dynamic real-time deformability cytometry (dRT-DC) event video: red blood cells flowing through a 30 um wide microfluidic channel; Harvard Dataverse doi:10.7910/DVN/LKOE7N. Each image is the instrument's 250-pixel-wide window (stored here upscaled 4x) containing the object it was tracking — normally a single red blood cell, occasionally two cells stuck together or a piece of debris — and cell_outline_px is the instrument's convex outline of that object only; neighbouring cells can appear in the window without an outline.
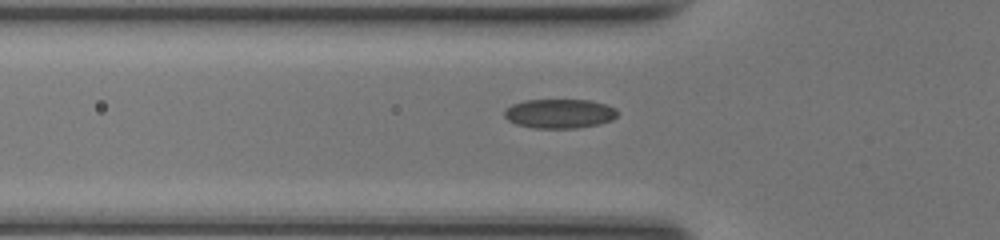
{"species": "common noctule bat (a hibernating species)", "species_latin": "Nyctalus noctula", "temperature_condition": "room temperature", "stored_images_in_passage": 36, "camera_frame_rate_fps": 3000, "um_per_image_px": 0.085, "animal": {"sex": "female", "body_mass_g": 17.0, "forearm_length_mm": 48.0}, "frame": {"image": 1, "passage_image": 10, "time_ms": 3.0, "image_size_px": [1000, 240], "cell_outline_px": [[616, 116], [612, 120], [600, 124], [576, 128], [532, 128], [516, 124], [508, 120], [504, 116], [504, 112], [512, 104], [524, 100], [588, 100], [604, 104], [616, 108]], "centroid_in_image_um": [47.54, 9.66], "position_along_channel_um": 78.3, "area_um2": 19.25}}
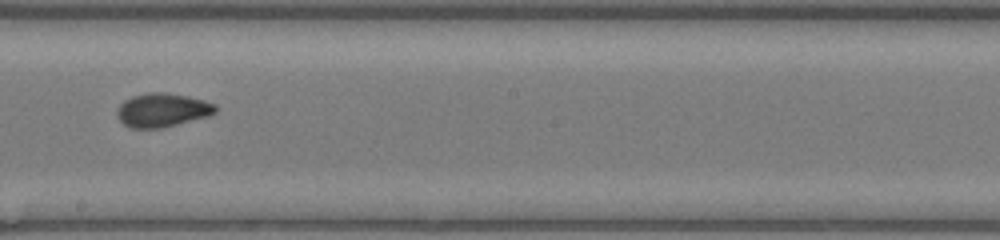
{"frame": {"image": 2, "passage_image": 21, "time_ms": 6.667, "image_size_px": [1000, 240], "cell_outline_px": [[216, 112], [208, 116], [160, 128], [128, 128], [116, 116], [116, 112], [120, 104], [124, 100], [132, 96], [148, 92], [164, 92], [188, 96], [204, 100], [216, 104]], "centroid_in_image_um": [13.77, 9.35], "position_along_channel_um": 234.4, "area_um2": 19.36}}
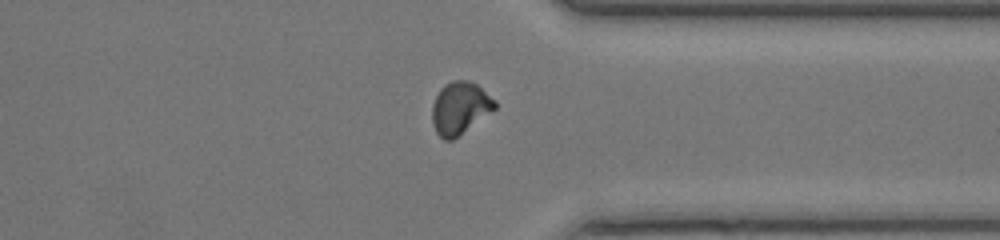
{"frame": {"image": 3, "passage_image": 31, "time_ms": 10.0, "image_size_px": [1000, 240], "cell_outline_px": [[496, 108], [452, 140], [444, 140], [436, 132], [432, 124], [432, 104], [440, 88], [444, 84], [452, 80], [468, 80], [476, 84], [496, 100]], "centroid_in_image_um": [39.07, 9.16], "position_along_channel_um": 372.3, "area_um2": 19.02}, "authors_computed_cell_mechanics": {"area_um2": 18.9584, "velocity_mm_per_s": 4.2391, "shape_relaxation_time_tau1_ms": 10.4945, "shape_relaxation_time_tau2_ms": 1.073, "deformation_change_tau1": 0.2486, "deformation_change_tau2": 0.0553}}